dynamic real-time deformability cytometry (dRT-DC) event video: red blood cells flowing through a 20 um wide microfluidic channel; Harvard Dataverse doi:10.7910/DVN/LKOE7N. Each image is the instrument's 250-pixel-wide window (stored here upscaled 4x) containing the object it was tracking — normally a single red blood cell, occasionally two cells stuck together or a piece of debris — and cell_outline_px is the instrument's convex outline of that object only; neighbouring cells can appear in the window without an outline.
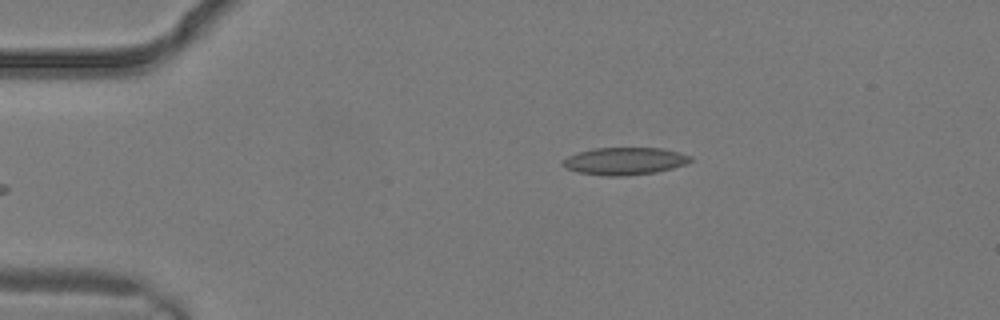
{"species": "common noctule bat (a hibernating species)", "species_latin": "Nyctalus noctula", "temperature_condition": "warm", "stored_images_in_passage": 3, "camera_frame_rate_fps": 3000, "um_per_image_px": 0.085, "animal": {"sex": "male", "body_mass_g": 19.2, "forearm_length_mm": 51.8}, "frame": {"image": 1, "passage_image": 1, "time_ms": 0.0, "image_size_px": [1000, 320], "cell_outline_px": [[692, 160], [684, 164], [672, 168], [656, 172], [624, 176], [604, 176], [576, 172], [564, 168], [560, 164], [568, 156], [580, 152], [596, 148], [660, 148], [692, 156]], "centroid_in_image_um": [53.05, 13.7], "position_along_channel_um": 32.0, "area_um2": 20.29}}